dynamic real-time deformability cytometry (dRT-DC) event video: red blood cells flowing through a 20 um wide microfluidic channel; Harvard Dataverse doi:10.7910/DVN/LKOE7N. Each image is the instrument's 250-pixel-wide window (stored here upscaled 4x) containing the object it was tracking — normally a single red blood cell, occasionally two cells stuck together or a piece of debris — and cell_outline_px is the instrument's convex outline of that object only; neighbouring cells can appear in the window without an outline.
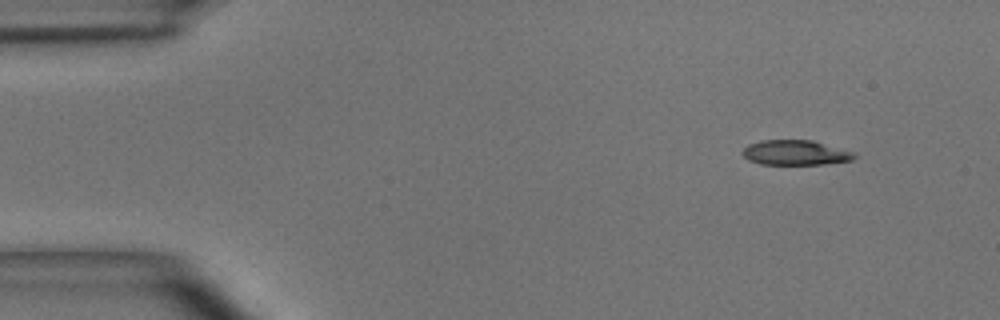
{"species": "common noctule bat (a hibernating species)", "species_latin": "Nyctalus noctula", "temperature_condition": "room temperature", "stored_images_in_passage": 6, "camera_frame_rate_fps": 3000, "um_per_image_px": 0.085, "animal": {"sex": "male", "body_mass_g": 15.6}, "frame": {"image": 1, "passage_image": 1, "time_ms": 0.0, "image_size_px": [1000, 320], "cell_outline_px": [[856, 156], [852, 160], [824, 164], [760, 164], [748, 160], [740, 152], [748, 144], [760, 140], [812, 140], [852, 152]], "centroid_in_image_um": [67.54, 12.97], "position_along_channel_um": 17.5, "area_um2": 16.13}}
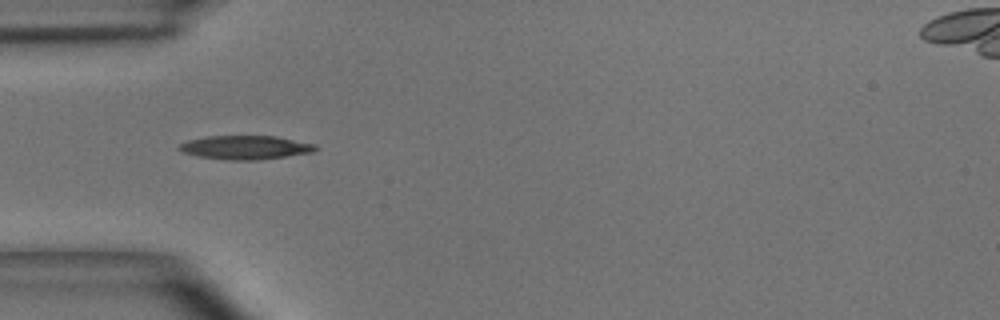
{"frame": {"image": 2, "passage_image": 3, "time_ms": 0.667, "image_size_px": [1000, 320], "cell_outline_px": [[320, 148], [312, 152], [256, 160], [228, 160], [196, 156], [184, 152], [176, 148], [180, 144], [188, 140], [204, 136], [276, 136], [316, 144]], "centroid_in_image_um": [20.85, 12.52], "position_along_channel_um": 64.2, "area_um2": 18.9}}
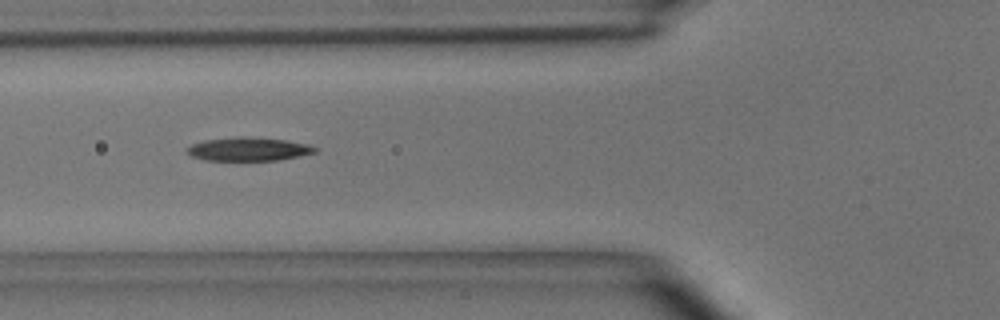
{"frame": {"image": 3, "passage_image": 4, "time_ms": 1.0, "image_size_px": [1000, 320], "cell_outline_px": [[316, 152], [280, 160], [204, 160], [192, 156], [188, 152], [188, 148], [192, 144], [204, 140], [240, 136], [244, 136], [284, 140], [308, 144], [316, 148]], "centroid_in_image_um": [21.12, 12.67], "position_along_channel_um": 104.7, "area_um2": 17.28}}